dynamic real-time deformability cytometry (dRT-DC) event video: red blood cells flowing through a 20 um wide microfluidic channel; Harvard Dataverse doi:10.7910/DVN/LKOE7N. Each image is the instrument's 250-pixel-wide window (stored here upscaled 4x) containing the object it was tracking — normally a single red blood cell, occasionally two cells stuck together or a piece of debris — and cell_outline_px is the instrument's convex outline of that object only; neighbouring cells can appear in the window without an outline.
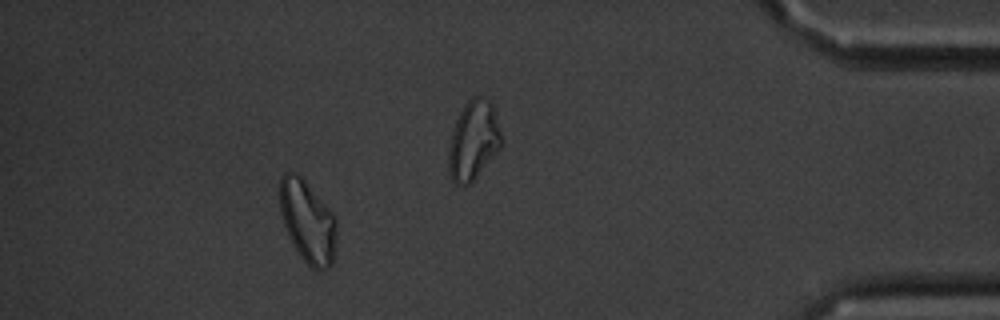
{"species": "common noctule bat (a hibernating species)", "species_latin": "Nyctalus noctula", "temperature_condition": "cold", "stored_images_in_passage": 17, "camera_frame_rate_fps": 3000, "um_per_image_px": 0.085, "animal": {"sex": "male", "body_mass_g": 20.1, "forearm_length_mm": 53.5}, "frame": {"image": 1, "passage_image": 15, "time_ms": 16.0, "image_size_px": [1000, 320], "cell_outline_px": [[336, 252], [332, 264], [328, 268], [316, 272], [300, 256], [292, 244], [284, 224], [280, 212], [280, 176], [284, 172], [296, 172], [304, 180], [336, 216]], "centroid_in_image_um": [26.16, 18.86], "position_along_channel_um": 409.0, "area_um2": 27.46}, "authors_computed_cell_mechanics": {"area_um2": 20.4034, "velocity_mm_per_s": 3.4644, "shape_relaxation_time_tau1_ms": 4.4796, "shape_relaxation_time_tau2_ms": 7.2305, "deformation_change_tau1": 0.1059, "deformation_change_tau2": 0.1639}}